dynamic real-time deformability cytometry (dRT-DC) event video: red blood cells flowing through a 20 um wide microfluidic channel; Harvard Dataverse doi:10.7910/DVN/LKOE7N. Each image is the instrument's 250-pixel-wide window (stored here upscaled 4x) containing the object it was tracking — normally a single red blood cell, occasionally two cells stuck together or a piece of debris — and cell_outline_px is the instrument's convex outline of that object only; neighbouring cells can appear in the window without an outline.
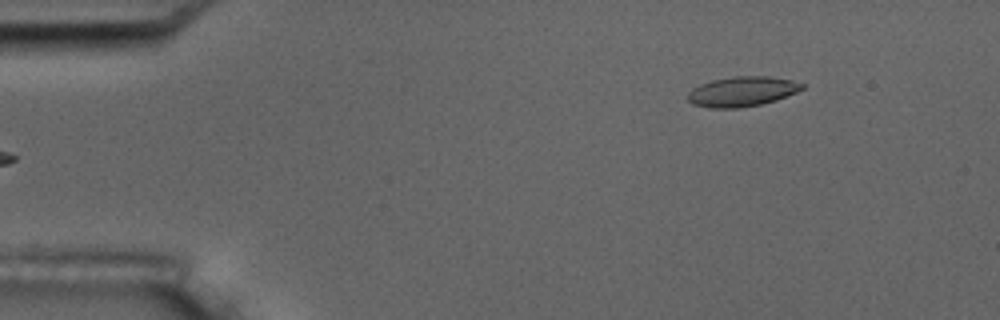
{"species": "common noctule bat (a hibernating species)", "species_latin": "Nyctalus noctula", "temperature_condition": "room temperature", "stored_images_in_passage": 6, "camera_frame_rate_fps": 3000, "um_per_image_px": 0.085, "animal": {"sex": "male", "body_mass_g": 17.5, "forearm_length_mm": 52.3}, "frame": {"image": 1, "passage_image": 6, "time_ms": 5.667, "image_size_px": [1000, 320], "cell_outline_px": [[804, 88], [796, 92], [776, 100], [760, 104], [740, 108], [708, 108], [692, 104], [688, 100], [688, 92], [692, 88], [700, 84], [712, 80], [736, 76], [768, 76], [792, 80], [804, 84]], "centroid_in_image_um": [63.06, 7.78], "position_along_channel_um": 21.9, "area_um2": 19.94}}